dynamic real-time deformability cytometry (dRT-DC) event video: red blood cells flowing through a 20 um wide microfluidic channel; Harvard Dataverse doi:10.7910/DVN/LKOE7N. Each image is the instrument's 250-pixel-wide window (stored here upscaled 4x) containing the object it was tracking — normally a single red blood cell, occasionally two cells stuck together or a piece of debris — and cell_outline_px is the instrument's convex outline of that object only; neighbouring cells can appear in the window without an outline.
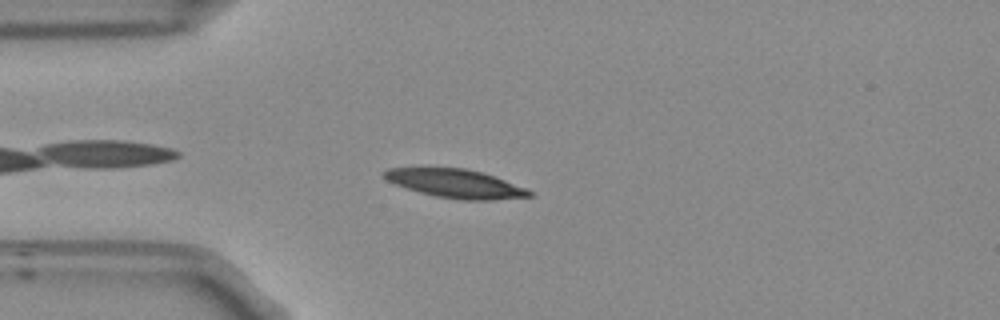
{"species": "Egyptian fruit bat (a non-hibernating species)", "species_latin": "Rousettus aegyptiacus", "temperature_condition": "room temperature", "stored_images_in_passage": 42, "camera_frame_rate_fps": 3000, "um_per_image_px": 0.085, "frame": {"image": 1, "passage_image": 2, "time_ms": 0.333, "image_size_px": [1000, 320], "cell_outline_px": [[536, 192], [532, 196], [492, 200], [460, 200], [436, 196], [420, 192], [396, 184], [388, 180], [384, 176], [384, 172], [388, 168], [464, 168], [480, 172], [504, 180]], "centroid_in_image_um": [38.77, 15.61], "position_along_channel_um": 46.2, "area_um2": 23.76}}
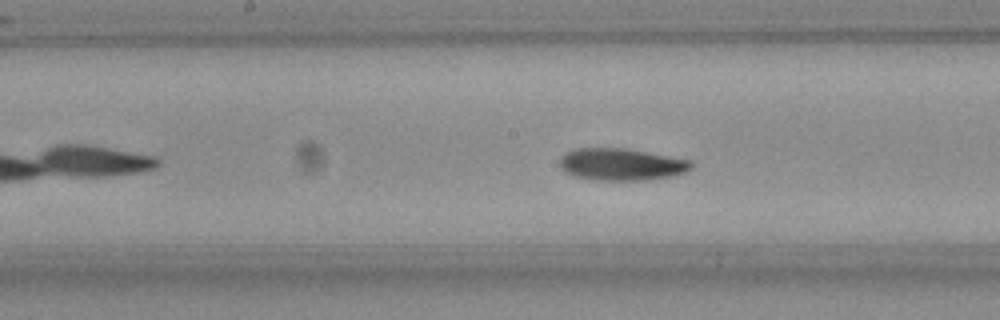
{"frame": {"image": 2, "passage_image": 15, "time_ms": 4.667, "image_size_px": [1000, 320], "cell_outline_px": [[692, 168], [676, 176], [648, 180], [592, 180], [572, 176], [564, 172], [560, 168], [560, 160], [564, 152], [576, 148], [628, 148], [692, 160]], "centroid_in_image_um": [52.81, 13.97], "position_along_channel_um": 195.4, "area_um2": 25.09}}
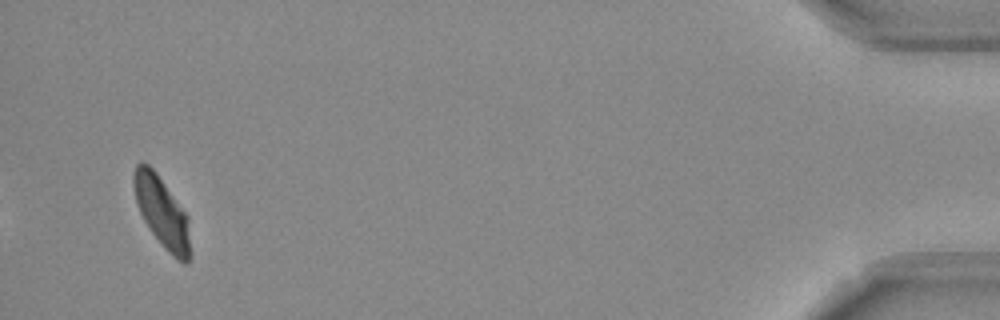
{"frame": {"image": 3, "passage_image": 40, "time_ms": 13.0, "image_size_px": [1000, 320], "cell_outline_px": [[188, 264], [184, 264], [176, 260], [164, 248], [148, 228], [136, 204], [132, 184], [132, 172], [136, 164], [140, 160], [144, 160], [156, 172], [188, 216]], "centroid_in_image_um": [13.69, 17.97], "position_along_channel_um": 421.5, "area_um2": 23.24}, "authors_computed_cell_mechanics": {"area_um2": 23.9581, "velocity_mm_per_s": 3.7376, "shape_relaxation_time_tau1_ms": 4.8109, "shape_relaxation_time_tau2_ms": 4.265, "deformation_change_tau1": 0.1496, "deformation_change_tau2": 0.0946}}